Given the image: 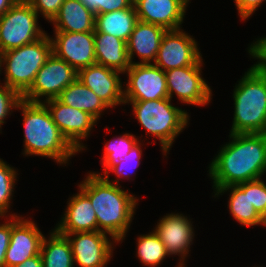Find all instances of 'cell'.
I'll list each match as a JSON object with an SVG mask.
<instances>
[{"mask_svg": "<svg viewBox=\"0 0 266 267\" xmlns=\"http://www.w3.org/2000/svg\"><path fill=\"white\" fill-rule=\"evenodd\" d=\"M209 164L213 188H224L262 178L266 172V133L229 134Z\"/></svg>", "mask_w": 266, "mask_h": 267, "instance_id": "cell-1", "label": "cell"}, {"mask_svg": "<svg viewBox=\"0 0 266 267\" xmlns=\"http://www.w3.org/2000/svg\"><path fill=\"white\" fill-rule=\"evenodd\" d=\"M78 187L89 197L97 217V231L111 236L117 243L123 241L135 214L138 199L90 172Z\"/></svg>", "mask_w": 266, "mask_h": 267, "instance_id": "cell-2", "label": "cell"}, {"mask_svg": "<svg viewBox=\"0 0 266 267\" xmlns=\"http://www.w3.org/2000/svg\"><path fill=\"white\" fill-rule=\"evenodd\" d=\"M18 109H21L23 114L25 156L49 157L64 165L78 153L53 122L43 103L22 100L17 106Z\"/></svg>", "mask_w": 266, "mask_h": 267, "instance_id": "cell-3", "label": "cell"}, {"mask_svg": "<svg viewBox=\"0 0 266 267\" xmlns=\"http://www.w3.org/2000/svg\"><path fill=\"white\" fill-rule=\"evenodd\" d=\"M232 96L234 118L230 134L266 133V74L251 66Z\"/></svg>", "mask_w": 266, "mask_h": 267, "instance_id": "cell-4", "label": "cell"}, {"mask_svg": "<svg viewBox=\"0 0 266 267\" xmlns=\"http://www.w3.org/2000/svg\"><path fill=\"white\" fill-rule=\"evenodd\" d=\"M124 103L132 104L134 116L146 129V136L150 134L159 139L166 157L176 137L188 126L189 114L173 106L170 98Z\"/></svg>", "mask_w": 266, "mask_h": 267, "instance_id": "cell-5", "label": "cell"}, {"mask_svg": "<svg viewBox=\"0 0 266 267\" xmlns=\"http://www.w3.org/2000/svg\"><path fill=\"white\" fill-rule=\"evenodd\" d=\"M51 53L52 43L47 33L32 43L3 52L4 84L23 96Z\"/></svg>", "mask_w": 266, "mask_h": 267, "instance_id": "cell-6", "label": "cell"}, {"mask_svg": "<svg viewBox=\"0 0 266 267\" xmlns=\"http://www.w3.org/2000/svg\"><path fill=\"white\" fill-rule=\"evenodd\" d=\"M38 14L26 0H18L0 17V53L32 43L46 32L38 26Z\"/></svg>", "mask_w": 266, "mask_h": 267, "instance_id": "cell-7", "label": "cell"}, {"mask_svg": "<svg viewBox=\"0 0 266 267\" xmlns=\"http://www.w3.org/2000/svg\"><path fill=\"white\" fill-rule=\"evenodd\" d=\"M78 76V72L66 61L56 57L53 53L36 74L30 89L22 96V100L31 103L57 98L60 93ZM45 100L40 99L43 97Z\"/></svg>", "mask_w": 266, "mask_h": 267, "instance_id": "cell-8", "label": "cell"}, {"mask_svg": "<svg viewBox=\"0 0 266 267\" xmlns=\"http://www.w3.org/2000/svg\"><path fill=\"white\" fill-rule=\"evenodd\" d=\"M202 57L191 66L165 71L168 97L175 94L181 103L205 106L212 99V90L202 77Z\"/></svg>", "mask_w": 266, "mask_h": 267, "instance_id": "cell-9", "label": "cell"}, {"mask_svg": "<svg viewBox=\"0 0 266 267\" xmlns=\"http://www.w3.org/2000/svg\"><path fill=\"white\" fill-rule=\"evenodd\" d=\"M128 76L124 101H148L168 97L165 71L154 64H131L124 72Z\"/></svg>", "mask_w": 266, "mask_h": 267, "instance_id": "cell-10", "label": "cell"}, {"mask_svg": "<svg viewBox=\"0 0 266 267\" xmlns=\"http://www.w3.org/2000/svg\"><path fill=\"white\" fill-rule=\"evenodd\" d=\"M50 112L53 122L60 129L67 141L78 151L86 147L82 139L89 137L93 127L98 122L89 113L67 106L57 98L42 102Z\"/></svg>", "mask_w": 266, "mask_h": 267, "instance_id": "cell-11", "label": "cell"}, {"mask_svg": "<svg viewBox=\"0 0 266 267\" xmlns=\"http://www.w3.org/2000/svg\"><path fill=\"white\" fill-rule=\"evenodd\" d=\"M183 31L165 32L153 63L163 71L194 65L202 57L195 39Z\"/></svg>", "mask_w": 266, "mask_h": 267, "instance_id": "cell-12", "label": "cell"}, {"mask_svg": "<svg viewBox=\"0 0 266 267\" xmlns=\"http://www.w3.org/2000/svg\"><path fill=\"white\" fill-rule=\"evenodd\" d=\"M101 231L75 232L65 235L71 245L74 264L79 267H105L113 256L117 242ZM73 236V238H72Z\"/></svg>", "mask_w": 266, "mask_h": 267, "instance_id": "cell-13", "label": "cell"}, {"mask_svg": "<svg viewBox=\"0 0 266 267\" xmlns=\"http://www.w3.org/2000/svg\"><path fill=\"white\" fill-rule=\"evenodd\" d=\"M50 37L52 53L66 61L77 72L96 64L94 32H54Z\"/></svg>", "mask_w": 266, "mask_h": 267, "instance_id": "cell-14", "label": "cell"}, {"mask_svg": "<svg viewBox=\"0 0 266 267\" xmlns=\"http://www.w3.org/2000/svg\"><path fill=\"white\" fill-rule=\"evenodd\" d=\"M44 235L32 220L12 216L10 244L6 251L5 267L22 264L26 259L40 254Z\"/></svg>", "mask_w": 266, "mask_h": 267, "instance_id": "cell-15", "label": "cell"}, {"mask_svg": "<svg viewBox=\"0 0 266 267\" xmlns=\"http://www.w3.org/2000/svg\"><path fill=\"white\" fill-rule=\"evenodd\" d=\"M153 231L159 236L170 256L173 254L180 256L177 267H185L184 261L195 236L190 218L178 213L166 214Z\"/></svg>", "mask_w": 266, "mask_h": 267, "instance_id": "cell-16", "label": "cell"}, {"mask_svg": "<svg viewBox=\"0 0 266 267\" xmlns=\"http://www.w3.org/2000/svg\"><path fill=\"white\" fill-rule=\"evenodd\" d=\"M122 72L94 64L78 71L77 78L90 88L109 108L124 103Z\"/></svg>", "mask_w": 266, "mask_h": 267, "instance_id": "cell-17", "label": "cell"}, {"mask_svg": "<svg viewBox=\"0 0 266 267\" xmlns=\"http://www.w3.org/2000/svg\"><path fill=\"white\" fill-rule=\"evenodd\" d=\"M190 0H133L139 21L163 27L181 29Z\"/></svg>", "mask_w": 266, "mask_h": 267, "instance_id": "cell-18", "label": "cell"}, {"mask_svg": "<svg viewBox=\"0 0 266 267\" xmlns=\"http://www.w3.org/2000/svg\"><path fill=\"white\" fill-rule=\"evenodd\" d=\"M66 210L55 230L62 234L97 231V217L89 197L79 192L69 198Z\"/></svg>", "mask_w": 266, "mask_h": 267, "instance_id": "cell-19", "label": "cell"}, {"mask_svg": "<svg viewBox=\"0 0 266 267\" xmlns=\"http://www.w3.org/2000/svg\"><path fill=\"white\" fill-rule=\"evenodd\" d=\"M167 30L151 23L137 21L127 44L128 57L131 64L154 63L162 38ZM138 55L140 62L132 61Z\"/></svg>", "mask_w": 266, "mask_h": 267, "instance_id": "cell-20", "label": "cell"}, {"mask_svg": "<svg viewBox=\"0 0 266 267\" xmlns=\"http://www.w3.org/2000/svg\"><path fill=\"white\" fill-rule=\"evenodd\" d=\"M96 64L124 72L131 66L126 41L94 31Z\"/></svg>", "mask_w": 266, "mask_h": 267, "instance_id": "cell-21", "label": "cell"}, {"mask_svg": "<svg viewBox=\"0 0 266 267\" xmlns=\"http://www.w3.org/2000/svg\"><path fill=\"white\" fill-rule=\"evenodd\" d=\"M51 23L55 32H94L95 14L79 0H65Z\"/></svg>", "mask_w": 266, "mask_h": 267, "instance_id": "cell-22", "label": "cell"}, {"mask_svg": "<svg viewBox=\"0 0 266 267\" xmlns=\"http://www.w3.org/2000/svg\"><path fill=\"white\" fill-rule=\"evenodd\" d=\"M63 104L85 111L97 121L104 110L109 108L90 88L78 78L68 85L57 97Z\"/></svg>", "mask_w": 266, "mask_h": 267, "instance_id": "cell-23", "label": "cell"}, {"mask_svg": "<svg viewBox=\"0 0 266 267\" xmlns=\"http://www.w3.org/2000/svg\"><path fill=\"white\" fill-rule=\"evenodd\" d=\"M138 21L134 5L122 10L95 15V30L128 41Z\"/></svg>", "mask_w": 266, "mask_h": 267, "instance_id": "cell-24", "label": "cell"}, {"mask_svg": "<svg viewBox=\"0 0 266 267\" xmlns=\"http://www.w3.org/2000/svg\"><path fill=\"white\" fill-rule=\"evenodd\" d=\"M227 191L230 192L227 206L236 222L247 227L262 226L263 218L251 205L249 192H244L238 185H229L224 188H214V197H218Z\"/></svg>", "mask_w": 266, "mask_h": 267, "instance_id": "cell-25", "label": "cell"}, {"mask_svg": "<svg viewBox=\"0 0 266 267\" xmlns=\"http://www.w3.org/2000/svg\"><path fill=\"white\" fill-rule=\"evenodd\" d=\"M42 241L40 255L43 267H74L71 245L65 235L52 230Z\"/></svg>", "mask_w": 266, "mask_h": 267, "instance_id": "cell-26", "label": "cell"}, {"mask_svg": "<svg viewBox=\"0 0 266 267\" xmlns=\"http://www.w3.org/2000/svg\"><path fill=\"white\" fill-rule=\"evenodd\" d=\"M138 138L135 135L130 133H125L124 135H120L113 140L111 139L109 142L105 144L103 157L101 158V164L104 167V174L93 172L100 177L109 176V171L119 162L123 161V157L127 155L132 147L138 142Z\"/></svg>", "mask_w": 266, "mask_h": 267, "instance_id": "cell-27", "label": "cell"}, {"mask_svg": "<svg viewBox=\"0 0 266 267\" xmlns=\"http://www.w3.org/2000/svg\"><path fill=\"white\" fill-rule=\"evenodd\" d=\"M137 256L144 266L155 267L170 255L159 236L152 231L137 237ZM167 256V257H166Z\"/></svg>", "mask_w": 266, "mask_h": 267, "instance_id": "cell-28", "label": "cell"}, {"mask_svg": "<svg viewBox=\"0 0 266 267\" xmlns=\"http://www.w3.org/2000/svg\"><path fill=\"white\" fill-rule=\"evenodd\" d=\"M18 173L16 169L0 159V217L7 215L13 197Z\"/></svg>", "mask_w": 266, "mask_h": 267, "instance_id": "cell-29", "label": "cell"}, {"mask_svg": "<svg viewBox=\"0 0 266 267\" xmlns=\"http://www.w3.org/2000/svg\"><path fill=\"white\" fill-rule=\"evenodd\" d=\"M141 143L139 141L132 147L131 151L123 157V161L119 162L118 165L114 166L110 171L114 173L117 177L115 180H110L109 176H104L108 182L120 185L119 180L122 177L130 179V175L133 171H136V168L140 165V160L142 157ZM131 170V171H130ZM131 172V173H130ZM133 174V173H132ZM121 177V178H120Z\"/></svg>", "mask_w": 266, "mask_h": 267, "instance_id": "cell-30", "label": "cell"}, {"mask_svg": "<svg viewBox=\"0 0 266 267\" xmlns=\"http://www.w3.org/2000/svg\"><path fill=\"white\" fill-rule=\"evenodd\" d=\"M244 192H249V200L256 212L263 218L266 215V183L255 179L237 184Z\"/></svg>", "mask_w": 266, "mask_h": 267, "instance_id": "cell-31", "label": "cell"}, {"mask_svg": "<svg viewBox=\"0 0 266 267\" xmlns=\"http://www.w3.org/2000/svg\"><path fill=\"white\" fill-rule=\"evenodd\" d=\"M0 131L1 126L6 122L8 115H11L13 109H17L18 104L22 101V96L10 88L8 85L0 82ZM11 111V112H10Z\"/></svg>", "mask_w": 266, "mask_h": 267, "instance_id": "cell-32", "label": "cell"}, {"mask_svg": "<svg viewBox=\"0 0 266 267\" xmlns=\"http://www.w3.org/2000/svg\"><path fill=\"white\" fill-rule=\"evenodd\" d=\"M79 1L95 15L129 8L133 4V0H79Z\"/></svg>", "mask_w": 266, "mask_h": 267, "instance_id": "cell-33", "label": "cell"}, {"mask_svg": "<svg viewBox=\"0 0 266 267\" xmlns=\"http://www.w3.org/2000/svg\"><path fill=\"white\" fill-rule=\"evenodd\" d=\"M39 15L51 22L65 0H26Z\"/></svg>", "mask_w": 266, "mask_h": 267, "instance_id": "cell-34", "label": "cell"}, {"mask_svg": "<svg viewBox=\"0 0 266 267\" xmlns=\"http://www.w3.org/2000/svg\"><path fill=\"white\" fill-rule=\"evenodd\" d=\"M251 57L258 59L253 66L260 72L266 74V37L257 39L248 47Z\"/></svg>", "mask_w": 266, "mask_h": 267, "instance_id": "cell-35", "label": "cell"}, {"mask_svg": "<svg viewBox=\"0 0 266 267\" xmlns=\"http://www.w3.org/2000/svg\"><path fill=\"white\" fill-rule=\"evenodd\" d=\"M12 216H16L14 214H10L9 220L3 224H0V267H5V256L8 246L10 244V237L12 232Z\"/></svg>", "mask_w": 266, "mask_h": 267, "instance_id": "cell-36", "label": "cell"}, {"mask_svg": "<svg viewBox=\"0 0 266 267\" xmlns=\"http://www.w3.org/2000/svg\"><path fill=\"white\" fill-rule=\"evenodd\" d=\"M266 0H235V6L242 20L248 19Z\"/></svg>", "mask_w": 266, "mask_h": 267, "instance_id": "cell-37", "label": "cell"}, {"mask_svg": "<svg viewBox=\"0 0 266 267\" xmlns=\"http://www.w3.org/2000/svg\"><path fill=\"white\" fill-rule=\"evenodd\" d=\"M13 267H43L41 255H35L29 259H26L22 264Z\"/></svg>", "mask_w": 266, "mask_h": 267, "instance_id": "cell-38", "label": "cell"}, {"mask_svg": "<svg viewBox=\"0 0 266 267\" xmlns=\"http://www.w3.org/2000/svg\"><path fill=\"white\" fill-rule=\"evenodd\" d=\"M18 0H0V17L4 15Z\"/></svg>", "mask_w": 266, "mask_h": 267, "instance_id": "cell-39", "label": "cell"}, {"mask_svg": "<svg viewBox=\"0 0 266 267\" xmlns=\"http://www.w3.org/2000/svg\"><path fill=\"white\" fill-rule=\"evenodd\" d=\"M1 67H3V65H2V53H0V74H1V70H3V68H1Z\"/></svg>", "mask_w": 266, "mask_h": 267, "instance_id": "cell-40", "label": "cell"}, {"mask_svg": "<svg viewBox=\"0 0 266 267\" xmlns=\"http://www.w3.org/2000/svg\"><path fill=\"white\" fill-rule=\"evenodd\" d=\"M262 226L266 227V215L263 217V224Z\"/></svg>", "mask_w": 266, "mask_h": 267, "instance_id": "cell-41", "label": "cell"}]
</instances>
